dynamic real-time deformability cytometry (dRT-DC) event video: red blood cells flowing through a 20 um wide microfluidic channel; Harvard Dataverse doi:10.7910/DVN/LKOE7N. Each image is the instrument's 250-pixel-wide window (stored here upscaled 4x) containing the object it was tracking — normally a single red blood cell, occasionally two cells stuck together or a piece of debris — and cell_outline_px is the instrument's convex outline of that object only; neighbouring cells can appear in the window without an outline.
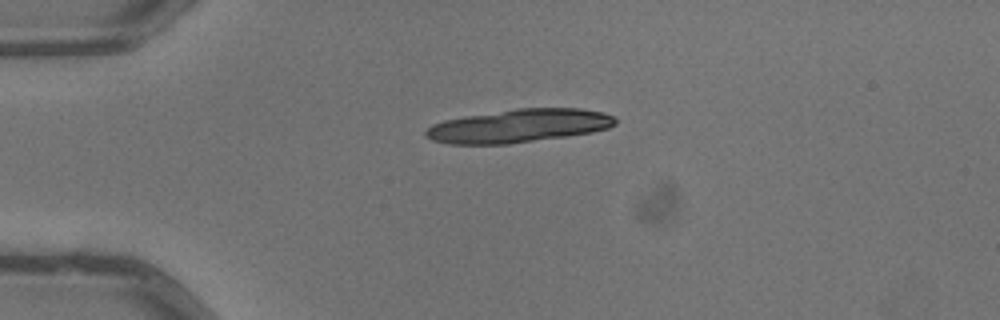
{"species": "common noctule bat (a hibernating species)", "species_latin": "Nyctalus noctula", "temperature_condition": "warm", "stored_images_in_passage": 2, "camera_frame_rate_fps": 3000, "um_per_image_px": 0.085, "animal": {"sex": "male", "body_mass_g": 13.3}, "frame": {"image": 1, "passage_image": 1, "time_ms": 0.0, "image_size_px": [1000, 320], "cell_outline_px": [[616, 124], [608, 128], [592, 132], [568, 136], [508, 144], [448, 144], [432, 140], [424, 136], [424, 132], [432, 124], [444, 120], [464, 116], [516, 108], [580, 108], [604, 112], [616, 116]], "centroid_in_image_um": [44.11, 10.69], "position_along_channel_um": 40.9, "area_um2": 37.05}}